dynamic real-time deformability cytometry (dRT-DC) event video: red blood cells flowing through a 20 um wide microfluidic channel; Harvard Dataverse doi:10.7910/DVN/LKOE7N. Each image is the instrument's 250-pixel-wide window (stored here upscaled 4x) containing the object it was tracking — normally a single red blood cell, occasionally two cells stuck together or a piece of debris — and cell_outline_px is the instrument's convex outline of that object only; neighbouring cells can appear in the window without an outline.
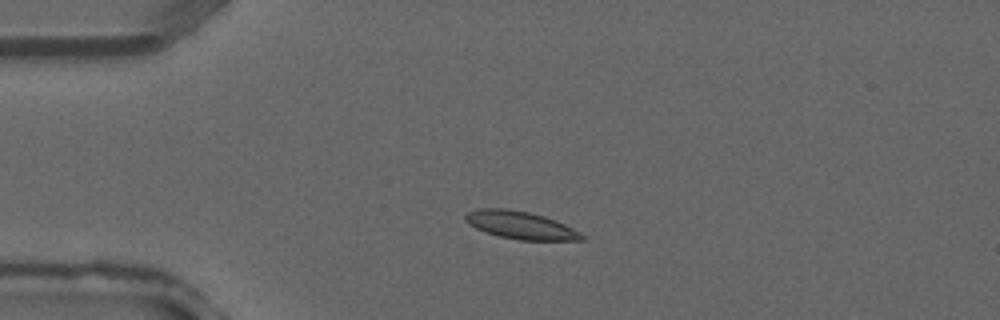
{"species": "common noctule bat (a hibernating species)", "species_latin": "Nyctalus noctula", "temperature_condition": "warm", "stored_images_in_passage": 2, "camera_frame_rate_fps": 3000, "um_per_image_px": 0.085, "animal": {"sex": "male", "forearm_length_mm": 52.5}, "frame": {"image": 1, "passage_image": 2, "time_ms": 0.333, "image_size_px": [1000, 320], "cell_outline_px": [[588, 236], [584, 240], [520, 240], [500, 236], [476, 228], [468, 224], [464, 220], [464, 216], [468, 212], [480, 208], [504, 208], [528, 212], [544, 216], [556, 220]], "centroid_in_image_um": [44.27, 19.14], "position_along_channel_um": 40.7, "area_um2": 18.73}}